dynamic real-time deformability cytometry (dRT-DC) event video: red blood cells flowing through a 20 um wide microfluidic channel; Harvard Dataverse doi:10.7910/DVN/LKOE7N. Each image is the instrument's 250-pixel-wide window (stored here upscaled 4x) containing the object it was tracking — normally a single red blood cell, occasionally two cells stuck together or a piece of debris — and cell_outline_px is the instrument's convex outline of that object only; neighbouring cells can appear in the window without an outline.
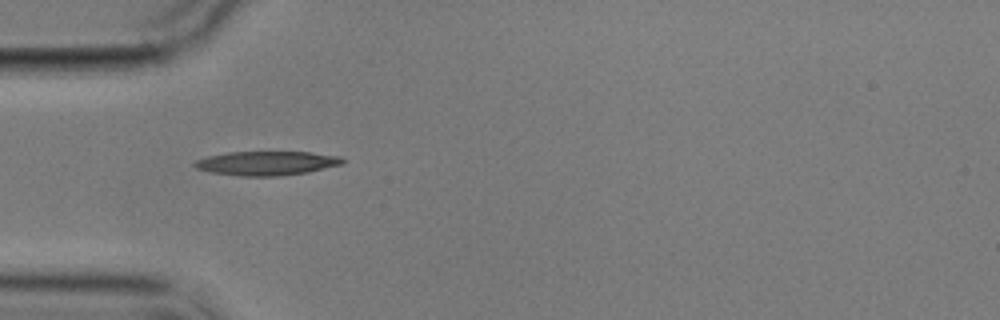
{"species": "common noctule bat (a hibernating species)", "species_latin": "Nyctalus noctula", "temperature_condition": "cold", "stored_images_in_passage": 1, "camera_frame_rate_fps": 3000, "um_per_image_px": 0.085, "animal": {"sex": "male", "body_mass_g": 17.9}, "frame": {"image": 1, "passage_image": 1, "time_ms": 0.0, "image_size_px": [1000, 320], "cell_outline_px": [[344, 164], [308, 172], [276, 176], [244, 176], [212, 172], [196, 168], [192, 164], [196, 160], [208, 156], [228, 152], [308, 152], [340, 156], [344, 160]], "centroid_in_image_um": [22.69, 13.87], "position_along_channel_um": 62.3, "area_um2": 20.63}}